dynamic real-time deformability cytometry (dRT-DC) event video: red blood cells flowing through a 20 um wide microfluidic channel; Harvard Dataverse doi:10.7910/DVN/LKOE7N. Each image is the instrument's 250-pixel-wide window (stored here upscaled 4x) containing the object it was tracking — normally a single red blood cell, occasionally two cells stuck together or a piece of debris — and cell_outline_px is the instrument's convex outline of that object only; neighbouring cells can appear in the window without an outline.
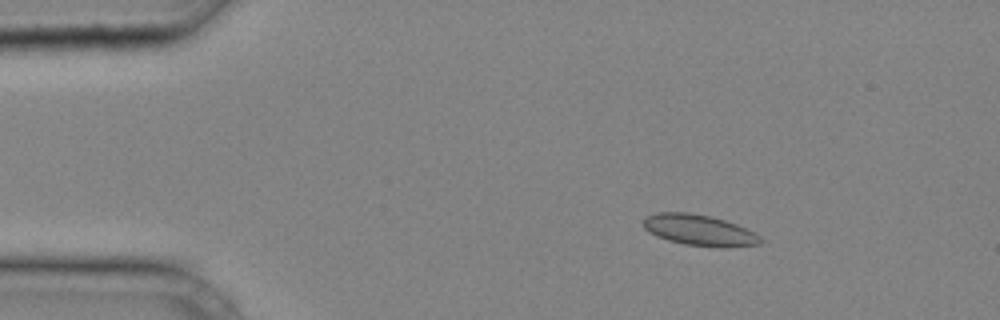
{"species": "common noctule bat (a hibernating species)", "species_latin": "Nyctalus noctula", "temperature_condition": "cold", "stored_images_in_passage": 13, "camera_frame_rate_fps": 3000, "um_per_image_px": 0.085, "animal": {"sex": "male", "body_mass_g": 20.4}, "frame": {"image": 1, "passage_image": 6, "time_ms": 1.667, "image_size_px": [1000, 320], "cell_outline_px": [[764, 240], [760, 244], [724, 248], [720, 248], [684, 244], [668, 240], [656, 236], [648, 232], [644, 228], [644, 216], [656, 212], [688, 212], [708, 216], [724, 220], [736, 224], [760, 236]], "centroid_in_image_um": [59.42, 19.57], "position_along_channel_um": 25.6, "area_um2": 21.21}}
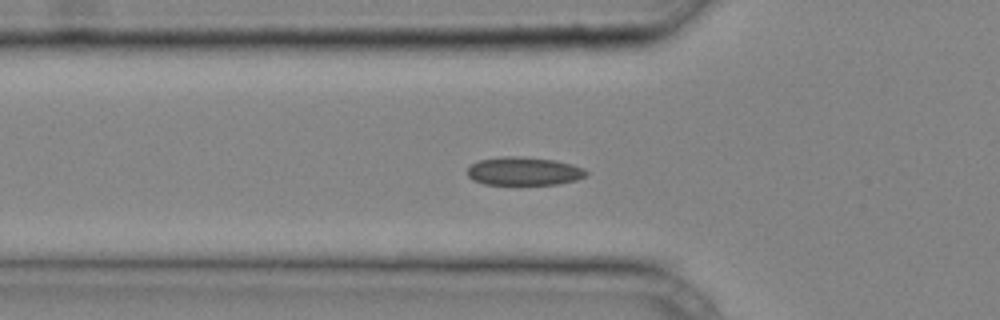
{"frame": {"image": 2, "passage_image": 13, "time_ms": 4.0, "image_size_px": [1000, 320], "cell_outline_px": [[588, 172], [584, 176], [576, 180], [556, 184], [484, 184], [472, 180], [468, 176], [468, 168], [472, 164], [480, 160], [500, 156], [520, 156], [556, 160], [572, 164], [584, 168]], "centroid_in_image_um": [44.52, 14.54], "position_along_channel_um": 81.3, "area_um2": 19.59}}